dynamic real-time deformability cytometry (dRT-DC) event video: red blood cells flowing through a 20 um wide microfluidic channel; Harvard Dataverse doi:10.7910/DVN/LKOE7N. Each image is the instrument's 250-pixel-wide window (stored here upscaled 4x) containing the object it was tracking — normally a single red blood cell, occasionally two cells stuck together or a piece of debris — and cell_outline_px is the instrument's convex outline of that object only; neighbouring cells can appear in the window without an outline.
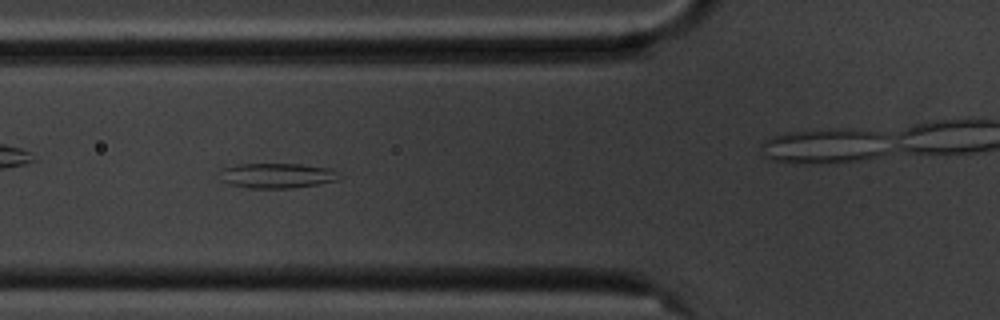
{"species": "common noctule bat (a hibernating species)", "species_latin": "Nyctalus noctula", "temperature_condition": "cold", "stored_images_in_passage": 44, "camera_frame_rate_fps": 3000, "um_per_image_px": 0.085, "animal": {"sex": "male", "body_mass_g": 20.1, "forearm_length_mm": 53.5}, "frame": {"image": 1, "passage_image": 7, "time_ms": 2.0, "image_size_px": [1000, 320], "cell_outline_px": [[340, 180], [320, 184], [292, 188], [248, 188], [232, 184], [224, 180], [220, 172], [224, 168], [236, 164], [300, 164], [328, 168], [340, 172]], "centroid_in_image_um": [23.64, 14.92], "position_along_channel_um": 102.2, "area_um2": 17.34}}
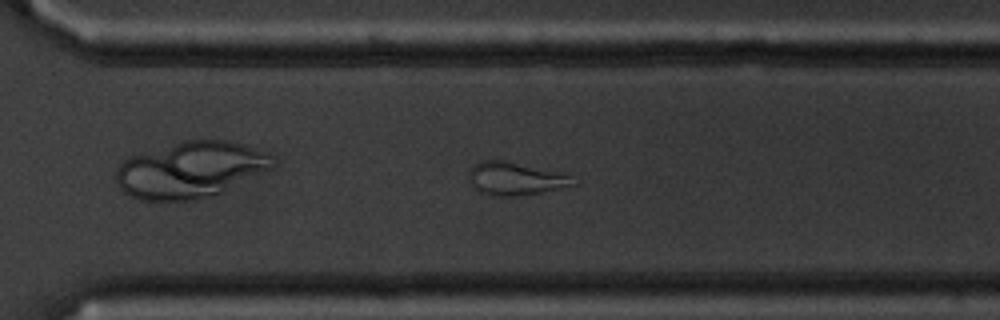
{"frame": {"image": 2, "passage_image": 26, "time_ms": 8.333, "image_size_px": [1000, 320], "cell_outline_px": [[576, 184], [540, 192], [512, 196], [492, 196], [480, 192], [468, 180], [468, 172], [472, 164], [480, 160], [504, 160], [568, 176]], "centroid_in_image_um": [43.64, 15.18], "position_along_channel_um": 327.0, "area_um2": 19.36}, "authors_computed_cell_mechanics": {"area_um2": 19.0451, "velocity_mm_per_s": 3.5516, "shape_relaxation_time_tau1_ms": null, "shape_relaxation_time_tau2_ms": 2.8384, "deformation_change_tau1": null, "deformation_change_tau2": 0.0829}}